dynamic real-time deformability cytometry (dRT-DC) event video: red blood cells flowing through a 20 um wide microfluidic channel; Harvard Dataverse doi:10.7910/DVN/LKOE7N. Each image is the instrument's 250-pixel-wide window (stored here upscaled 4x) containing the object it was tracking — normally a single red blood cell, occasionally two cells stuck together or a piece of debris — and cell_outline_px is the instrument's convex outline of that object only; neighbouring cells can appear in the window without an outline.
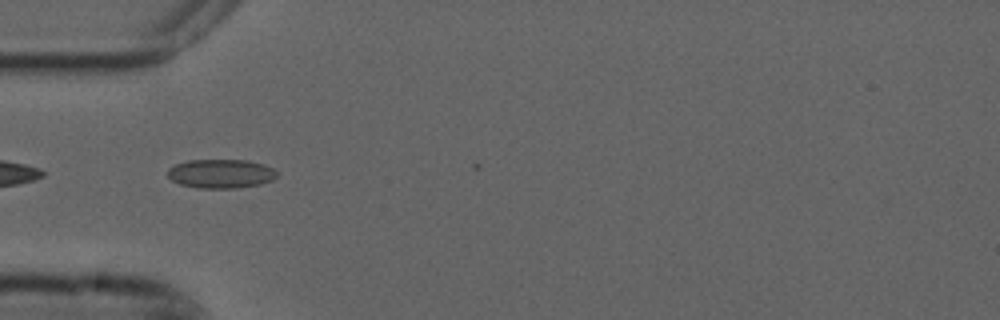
{"species": "common noctule bat (a hibernating species)", "species_latin": "Nyctalus noctula", "temperature_condition": "cold", "stored_images_in_passage": 3, "camera_frame_rate_fps": 3000, "um_per_image_px": 0.085, "animal": {"sex": "male", "forearm_length_mm": 52.5}, "frame": {"image": 1, "passage_image": 1, "time_ms": 0.0, "image_size_px": [1000, 320], "cell_outline_px": [[276, 176], [272, 180], [260, 184], [236, 188], [196, 188], [180, 184], [172, 180], [168, 176], [168, 168], [176, 164], [188, 160], [248, 160], [264, 164], [272, 168], [276, 172]], "centroid_in_image_um": [18.76, 14.76], "position_along_channel_um": 66.2, "area_um2": 18.44}}